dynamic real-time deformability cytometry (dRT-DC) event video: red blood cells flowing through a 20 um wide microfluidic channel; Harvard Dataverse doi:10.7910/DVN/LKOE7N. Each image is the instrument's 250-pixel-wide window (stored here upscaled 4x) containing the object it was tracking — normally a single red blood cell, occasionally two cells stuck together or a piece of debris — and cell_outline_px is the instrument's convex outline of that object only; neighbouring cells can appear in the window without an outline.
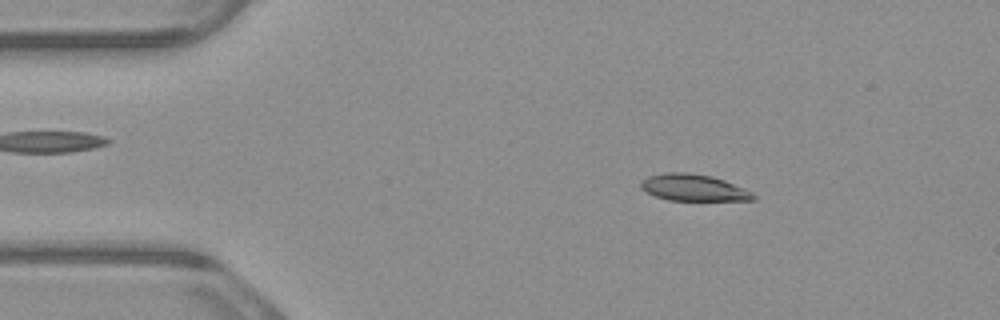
{"species": "common noctule bat (a hibernating species)", "species_latin": "Nyctalus noctula", "temperature_condition": "warm", "stored_images_in_passage": 4, "camera_frame_rate_fps": 3000, "um_per_image_px": 0.085, "animal": {"sex": "male", "body_mass_g": 23.1, "forearm_length_mm": 52.7}, "frame": {"image": 1, "passage_image": 2, "time_ms": 0.333, "image_size_px": [1000, 320], "cell_outline_px": [[756, 200], [668, 200], [656, 196], [640, 188], [640, 184], [648, 176], [664, 172], [688, 172], [712, 176], [724, 180], [744, 188], [752, 192], [756, 196]], "centroid_in_image_um": [58.96, 15.94], "position_along_channel_um": 26.0, "area_um2": 17.4}}
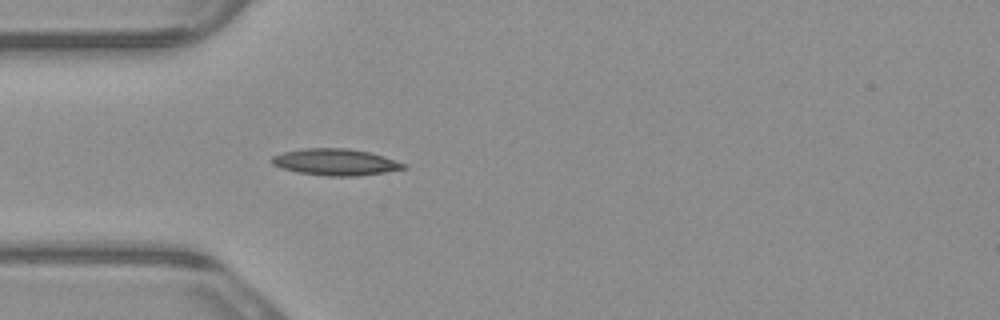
{"frame": {"image": 2, "passage_image": 4, "time_ms": 1.0, "image_size_px": [1000, 320], "cell_outline_px": [[408, 168], [384, 172], [356, 176], [328, 176], [300, 172], [284, 168], [272, 164], [268, 160], [272, 156], [284, 152], [304, 148], [348, 148], [368, 152], [384, 156], [404, 164]], "centroid_in_image_um": [28.5, 13.77], "position_along_channel_um": 56.5, "area_um2": 20.17}}